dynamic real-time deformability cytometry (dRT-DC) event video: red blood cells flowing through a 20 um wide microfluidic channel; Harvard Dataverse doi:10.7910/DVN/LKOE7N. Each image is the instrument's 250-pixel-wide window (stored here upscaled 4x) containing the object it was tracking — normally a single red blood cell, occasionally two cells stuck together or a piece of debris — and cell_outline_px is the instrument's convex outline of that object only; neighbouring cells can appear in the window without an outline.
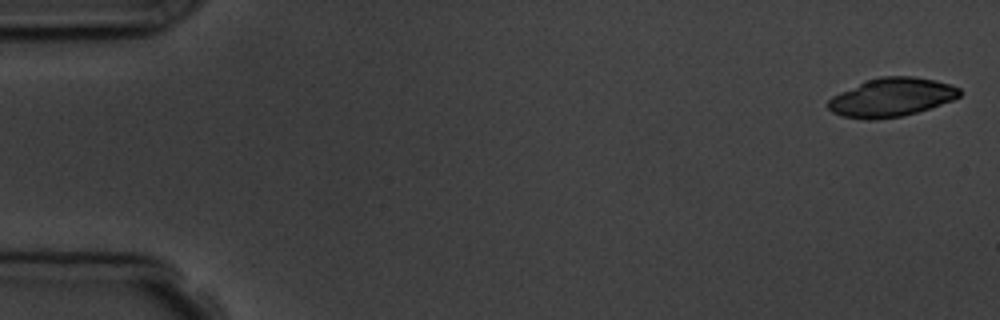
{"species": "common noctule bat (a hibernating species)", "species_latin": "Nyctalus noctula", "temperature_condition": "room temperature", "stored_images_in_passage": 5, "camera_frame_rate_fps": 3000, "um_per_image_px": 0.085, "animal": {"sex": "male", "body_mass_g": 19.5, "forearm_length_mm": 54.6}, "frame": {"image": 1, "passage_image": 1, "time_ms": 0.0, "image_size_px": [1000, 320], "cell_outline_px": [[960, 96], [952, 100], [916, 112], [900, 116], [876, 120], [868, 120], [844, 116], [832, 112], [828, 108], [828, 100], [832, 96], [864, 80], [880, 76], [912, 76], [936, 80], [960, 88]], "centroid_in_image_um": [75.74, 8.26], "position_along_channel_um": 9.3, "area_um2": 29.48}}